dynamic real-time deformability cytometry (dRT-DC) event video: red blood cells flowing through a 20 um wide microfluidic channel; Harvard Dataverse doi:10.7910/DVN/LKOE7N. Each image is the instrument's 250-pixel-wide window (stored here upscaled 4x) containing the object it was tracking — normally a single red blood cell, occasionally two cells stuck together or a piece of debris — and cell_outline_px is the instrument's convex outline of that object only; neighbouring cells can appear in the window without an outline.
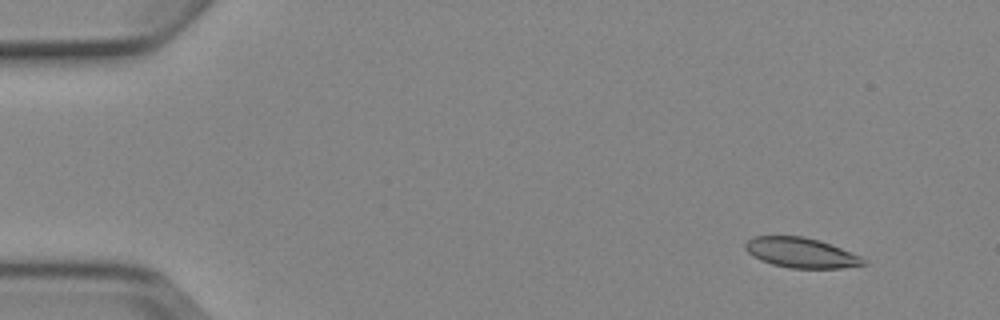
{"species": "Egyptian fruit bat (a non-hibernating species)", "species_latin": "Rousettus aegyptiacus", "temperature_condition": "cold", "stored_images_in_passage": 5, "camera_frame_rate_fps": 3000, "um_per_image_px": 0.085, "animal": {"sex": "female"}, "frame": {"image": 1, "passage_image": 2, "time_ms": 1.333, "image_size_px": [1000, 320], "cell_outline_px": [[868, 264], [840, 268], [792, 268], [772, 264], [760, 260], [752, 256], [744, 248], [744, 244], [752, 236], [804, 236], [820, 240], [860, 256]], "centroid_in_image_um": [68.05, 21.47], "position_along_channel_um": 16.9, "area_um2": 20.63}}